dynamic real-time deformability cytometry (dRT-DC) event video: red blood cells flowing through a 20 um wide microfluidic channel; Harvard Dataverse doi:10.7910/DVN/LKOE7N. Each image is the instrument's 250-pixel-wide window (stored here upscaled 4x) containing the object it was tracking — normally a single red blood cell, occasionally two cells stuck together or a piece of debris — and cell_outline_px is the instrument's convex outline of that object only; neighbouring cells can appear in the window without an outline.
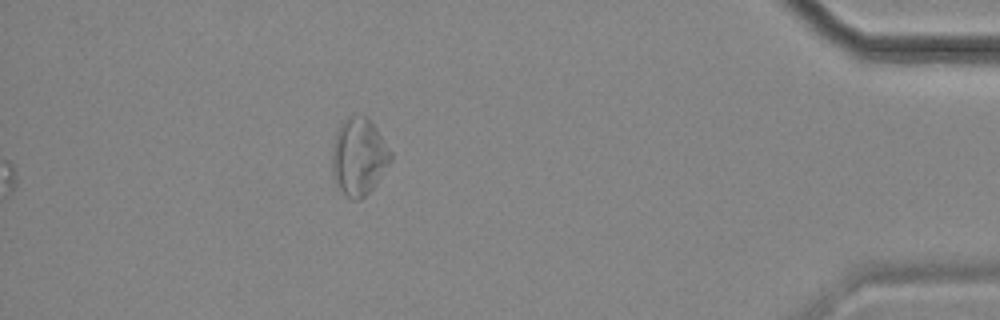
{"species": "common noctule bat (a hibernating species)", "species_latin": "Nyctalus noctula", "temperature_condition": "cold", "stored_images_in_passage": 58, "segment_of_instrument_passage": [2, 2], "camera_frame_rate_fps": 3000, "um_per_image_px": 0.085, "animal": {"sex": "female", "body_mass_g": 18.4}, "frame": {"image": 1, "passage_image": 58, "time_ms": 19.0, "image_size_px": [1000, 320], "cell_outline_px": [[392, 160], [376, 184], [360, 200], [352, 200], [340, 188], [332, 176], [332, 148], [336, 132], [340, 124], [348, 116], [368, 116], [392, 152]], "centroid_in_image_um": [30.5, 13.3], "position_along_channel_um": 404.7, "area_um2": 26.3}}